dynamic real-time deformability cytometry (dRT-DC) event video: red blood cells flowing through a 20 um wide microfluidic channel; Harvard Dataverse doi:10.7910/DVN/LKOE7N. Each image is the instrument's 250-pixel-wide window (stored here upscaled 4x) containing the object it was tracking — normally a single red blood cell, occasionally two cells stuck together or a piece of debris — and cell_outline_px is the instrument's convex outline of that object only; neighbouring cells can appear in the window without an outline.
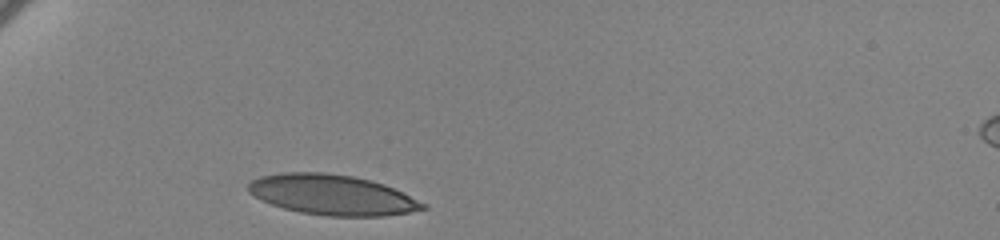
{"species": "human", "species_latin": "Homo sapiens", "temperature_condition": "cold", "stored_images_in_passage": 34, "camera_frame_rate_fps": 3000, "um_per_image_px": 0.085, "donor": {"sex": "female"}, "frame": {"image": 1, "passage_image": 1, "time_ms": 0.0, "image_size_px": [1000, 240], "cell_outline_px": [[428, 208], [408, 212], [384, 216], [328, 216], [300, 212], [284, 208], [272, 204], [248, 192], [248, 184], [252, 180], [260, 176], [280, 172], [324, 172], [352, 176], [372, 180], [384, 184], [428, 204]], "centroid_in_image_um": [28.25, 16.55], "position_along_channel_um": 56.7, "area_um2": 40.86}}
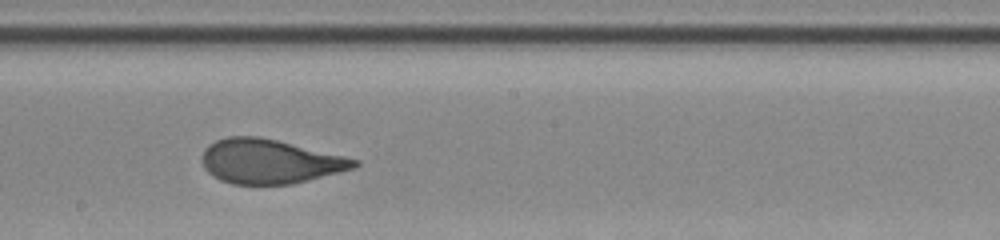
{"frame": {"image": 2, "passage_image": 18, "time_ms": 5.667, "image_size_px": [1000, 240], "cell_outline_px": [[360, 164], [356, 168], [292, 184], [232, 184], [220, 180], [212, 176], [204, 168], [200, 160], [204, 148], [208, 144], [216, 140], [228, 136], [256, 136], [276, 140], [344, 156], [360, 160]], "centroid_in_image_um": [22.89, 13.72], "position_along_channel_um": 225.3, "area_um2": 39.42}}
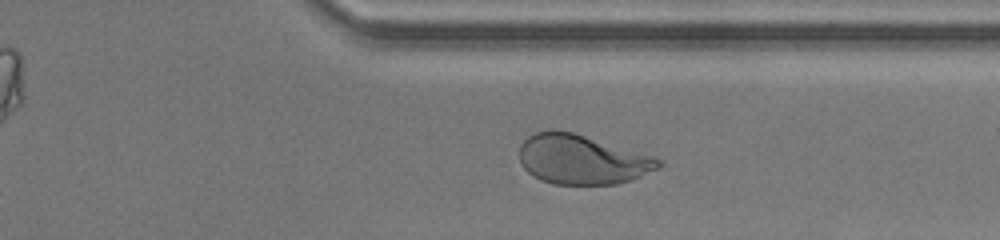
{"frame": {"image": 3, "passage_image": 30, "time_ms": 9.667, "image_size_px": [1000, 240], "cell_outline_px": [[660, 168], [632, 180], [616, 184], [556, 184], [540, 180], [528, 172], [520, 164], [520, 144], [528, 136], [536, 132], [552, 128], [572, 132], [652, 156], [660, 160]], "centroid_in_image_um": [49.42, 13.55], "position_along_channel_um": 362.0, "area_um2": 40.0}, "authors_computed_cell_mechanics": {"area_um2": 40.1421, "velocity_mm_per_s": 3.4226, "shape_relaxation_time_tau1_ms": 5.423, "shape_relaxation_time_tau2_ms": null, "deformation_change_tau1": 0.1962, "deformation_change_tau2": null}}